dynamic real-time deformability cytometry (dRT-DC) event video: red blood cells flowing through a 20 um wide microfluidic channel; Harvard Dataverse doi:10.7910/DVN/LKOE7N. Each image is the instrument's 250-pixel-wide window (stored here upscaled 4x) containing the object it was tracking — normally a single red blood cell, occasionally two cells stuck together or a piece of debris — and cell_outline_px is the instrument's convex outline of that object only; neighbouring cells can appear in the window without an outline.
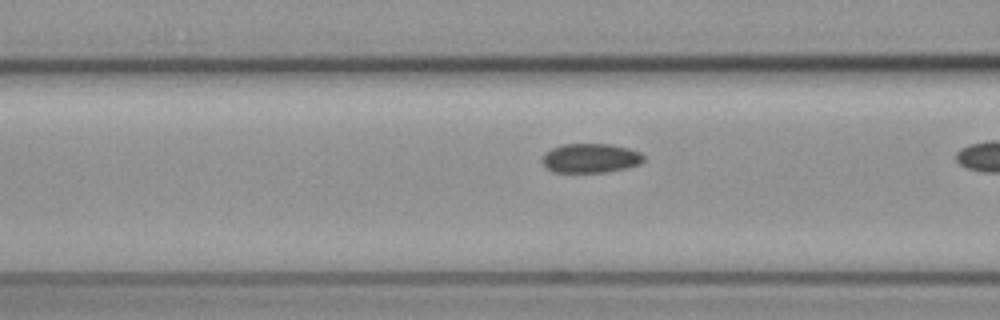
{"species": "common noctule bat (a hibernating species)", "species_latin": "Nyctalus noctula", "temperature_condition": "cold", "stored_images_in_passage": 23, "camera_frame_rate_fps": 3000, "um_per_image_px": 0.085, "animal": {"sex": "female", "body_mass_g": 19.3, "forearm_length_mm": 54.1}, "frame": {"image": 1, "passage_image": 19, "time_ms": 6.0, "image_size_px": [1000, 320], "cell_outline_px": [[644, 160], [640, 164], [628, 168], [604, 172], [552, 172], [544, 168], [540, 160], [544, 152], [552, 148], [564, 144], [612, 144], [628, 148], [640, 152], [644, 156]], "centroid_in_image_um": [50.16, 13.45], "position_along_channel_um": 116.4, "area_um2": 17.63}}
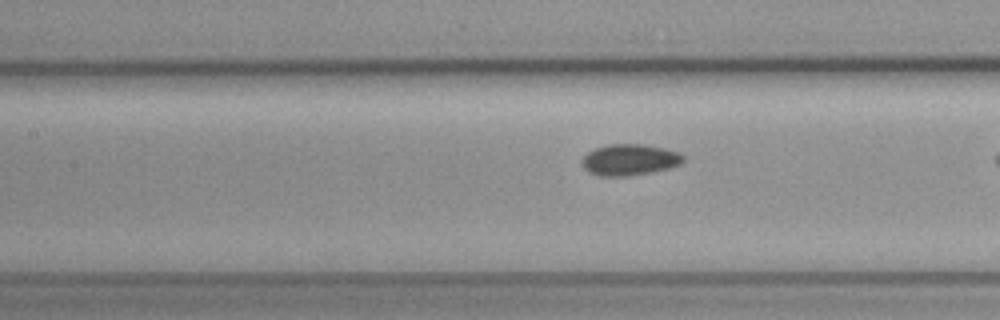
{"frame": {"image": 2, "passage_image": 22, "time_ms": 7.0, "image_size_px": [1000, 320], "cell_outline_px": [[684, 160], [680, 164], [668, 168], [652, 172], [628, 176], [596, 176], [588, 172], [580, 164], [580, 160], [588, 152], [596, 148], [608, 144], [644, 144], [664, 148], [680, 152], [684, 156]], "centroid_in_image_um": [53.49, 13.58], "position_along_channel_um": 153.9, "area_um2": 18.67}}